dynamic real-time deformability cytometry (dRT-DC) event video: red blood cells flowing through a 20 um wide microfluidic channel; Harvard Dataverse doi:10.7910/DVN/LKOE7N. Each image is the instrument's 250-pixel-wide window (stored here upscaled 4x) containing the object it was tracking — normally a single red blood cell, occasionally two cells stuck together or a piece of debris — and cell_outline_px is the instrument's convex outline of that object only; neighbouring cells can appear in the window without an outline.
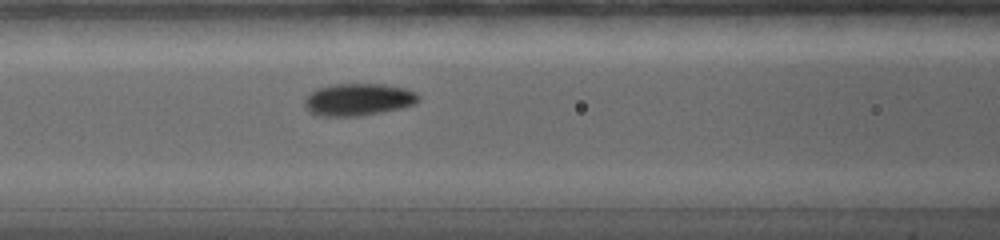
{"species": "common noctule bat (a hibernating species)", "species_latin": "Nyctalus noctula", "temperature_condition": "warm", "stored_images_in_passage": 66, "camera_frame_rate_fps": 5000, "um_per_image_px": 0.085, "animal": {"sex": "female", "body_mass_g": 19.0, "forearm_length_mm": 56.7}, "frame": {"image": 1, "passage_image": 26, "time_ms": 5.4, "image_size_px": [1000, 240], "cell_outline_px": [[420, 100], [416, 104], [400, 108], [360, 116], [316, 116], [308, 112], [304, 104], [304, 100], [316, 88], [332, 84], [384, 84], [404, 88], [420, 96]], "centroid_in_image_um": [30.42, 8.47], "position_along_channel_um": 136.2, "area_um2": 21.44}}
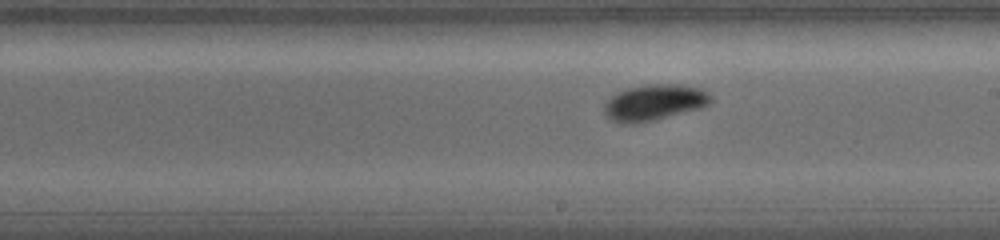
{"frame": {"image": 2, "passage_image": 36, "time_ms": 8.0, "image_size_px": [1000, 240], "cell_outline_px": [[712, 100], [708, 104], [700, 108], [652, 120], [632, 124], [620, 124], [604, 116], [604, 104], [616, 92], [628, 88], [648, 84], [676, 84], [704, 88], [712, 96]], "centroid_in_image_um": [55.6, 8.7], "position_along_channel_um": 233.4, "area_um2": 22.43}}
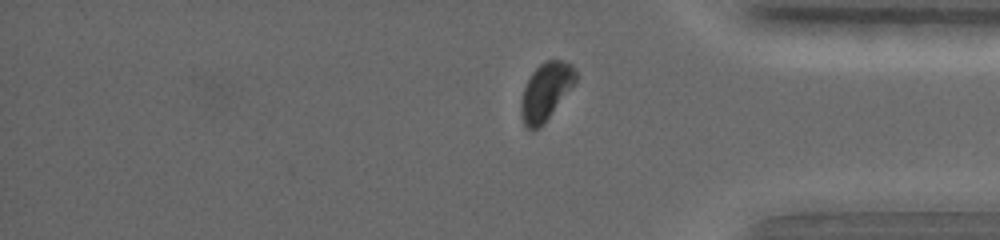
{"frame": {"image": 3, "passage_image": 56, "time_ms": 12.4, "image_size_px": [1000, 240], "cell_outline_px": [[576, 80], [548, 116], [536, 128], [528, 128], [524, 124], [520, 112], [520, 104], [524, 88], [532, 72], [540, 64], [548, 60], [560, 60], [572, 64], [576, 72]], "centroid_in_image_um": [46.37, 7.71], "position_along_channel_um": 388.8, "area_um2": 17.4}, "authors_computed_cell_mechanics": {"area_um2": 19.5653, "velocity_mm_per_s": 3.7518, "shape_relaxation_time_tau1_ms": 1.6833, "shape_relaxation_time_tau2_ms": null, "deformation_change_tau1": 0.1361, "deformation_change_tau2": null}}